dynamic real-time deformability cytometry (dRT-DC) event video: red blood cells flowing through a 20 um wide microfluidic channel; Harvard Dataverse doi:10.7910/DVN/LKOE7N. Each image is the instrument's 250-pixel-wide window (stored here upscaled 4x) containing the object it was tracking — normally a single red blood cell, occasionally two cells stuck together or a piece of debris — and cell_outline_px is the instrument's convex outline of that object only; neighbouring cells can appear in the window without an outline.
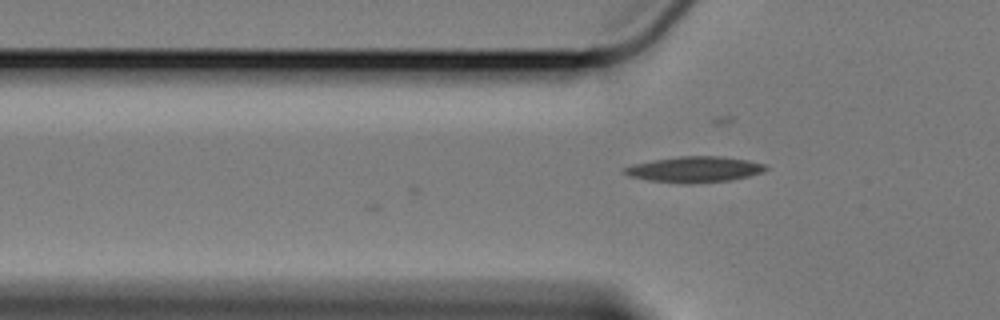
{"species": "Egyptian fruit bat (a non-hibernating species)", "species_latin": "Rousettus aegyptiacus", "temperature_condition": "cold", "stored_images_in_passage": 4, "camera_frame_rate_fps": 3000, "um_per_image_px": 0.085, "animal": {"sex": "female"}, "frame": {"image": 1, "passage_image": 4, "time_ms": 1.0, "image_size_px": [1000, 320], "cell_outline_px": [[768, 168], [760, 172], [748, 176], [732, 180], [688, 184], [684, 184], [648, 180], [628, 176], [624, 172], [624, 168], [632, 164], [652, 160], [680, 156], [720, 156], [748, 160], [764, 164]], "centroid_in_image_um": [59.0, 14.4], "position_along_channel_um": 66.8, "area_um2": 21.21}}